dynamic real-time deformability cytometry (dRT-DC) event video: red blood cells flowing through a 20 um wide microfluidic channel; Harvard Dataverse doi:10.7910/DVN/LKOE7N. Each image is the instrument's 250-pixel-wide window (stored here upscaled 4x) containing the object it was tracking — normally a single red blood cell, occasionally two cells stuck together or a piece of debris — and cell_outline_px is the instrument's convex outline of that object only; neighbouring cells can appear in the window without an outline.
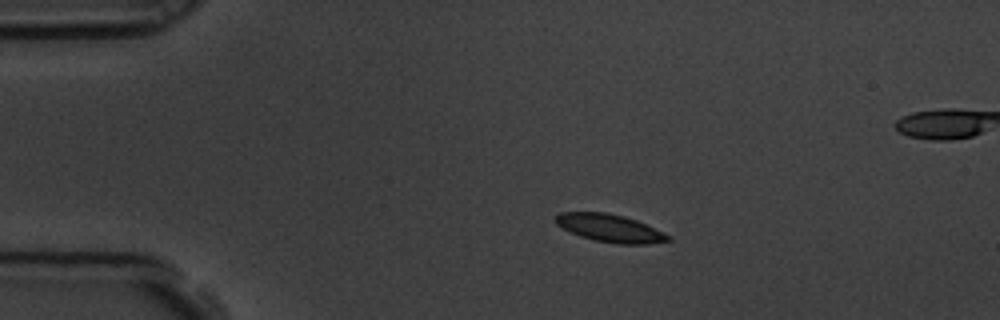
{"species": "common noctule bat (a hibernating species)", "species_latin": "Nyctalus noctula", "temperature_condition": "room temperature", "stored_images_in_passage": 5, "camera_frame_rate_fps": 3000, "um_per_image_px": 0.085, "animal": {"sex": "male", "body_mass_g": 19.5, "forearm_length_mm": 54.6}, "frame": {"image": 1, "passage_image": 3, "time_ms": 0.667, "image_size_px": [1000, 320], "cell_outline_px": [[672, 240], [648, 244], [616, 244], [592, 240], [580, 236], [556, 224], [552, 216], [560, 212], [608, 212], [624, 216], [636, 220], [672, 236]], "centroid_in_image_um": [51.83, 19.39], "position_along_channel_um": 33.2, "area_um2": 18.38}}